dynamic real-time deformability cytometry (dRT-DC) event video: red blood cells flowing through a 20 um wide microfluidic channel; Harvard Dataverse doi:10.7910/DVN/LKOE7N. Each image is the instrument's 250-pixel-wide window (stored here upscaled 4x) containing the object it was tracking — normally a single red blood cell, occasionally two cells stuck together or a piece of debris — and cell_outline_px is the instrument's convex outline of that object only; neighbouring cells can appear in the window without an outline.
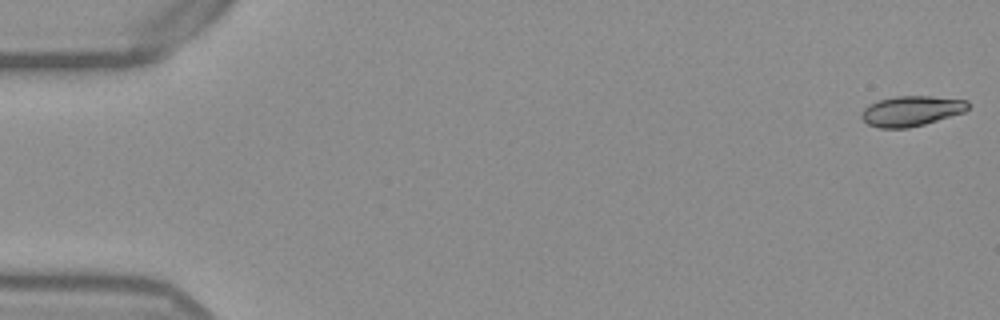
{"species": "Egyptian fruit bat (a non-hibernating species)", "species_latin": "Rousettus aegyptiacus", "temperature_condition": "warm", "stored_images_in_passage": 53, "camera_frame_rate_fps": 3000, "um_per_image_px": 0.085, "frame": {"image": 1, "passage_image": 1, "time_ms": 0.0, "image_size_px": [1000, 320], "cell_outline_px": [[968, 108], [964, 112], [924, 124], [908, 128], [880, 128], [868, 124], [860, 116], [864, 108], [868, 104], [876, 100], [896, 96], [932, 96], [968, 100]], "centroid_in_image_um": [77.44, 9.42], "position_along_channel_um": 7.6, "area_um2": 18.79}}
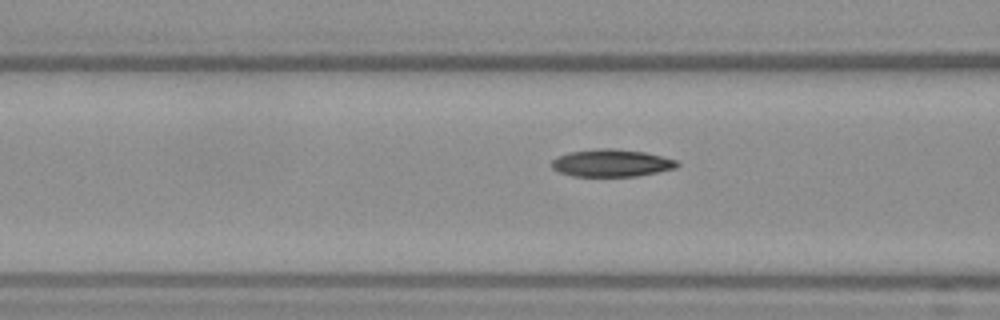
{"frame": {"image": 2, "passage_image": 21, "time_ms": 6.667, "image_size_px": [1000, 320], "cell_outline_px": [[680, 164], [676, 168], [636, 176], [572, 176], [560, 172], [552, 168], [552, 160], [556, 156], [568, 152], [596, 148], [612, 148], [644, 152], [676, 160]], "centroid_in_image_um": [51.94, 13.85], "position_along_channel_um": 114.7, "area_um2": 20.0}}
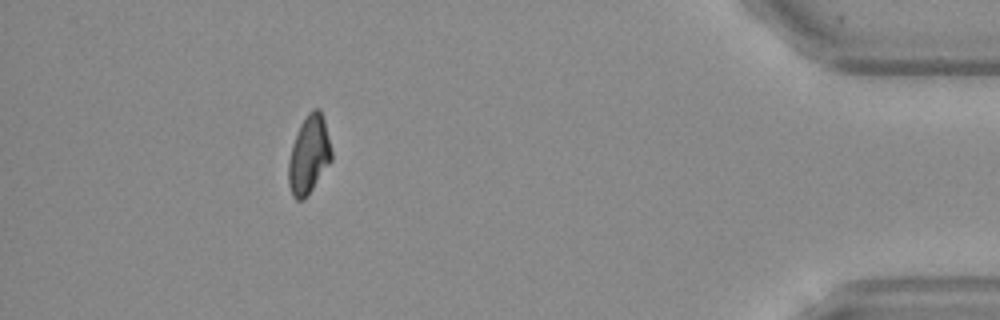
{"frame": {"image": 3, "passage_image": 48, "time_ms": 15.667, "image_size_px": [1000, 320], "cell_outline_px": [[332, 160], [308, 196], [304, 200], [296, 200], [292, 196], [288, 184], [288, 160], [292, 144], [300, 124], [308, 112], [312, 108], [320, 108], [324, 120], [332, 152]], "centroid_in_image_um": [26.24, 13.18], "position_along_channel_um": 409.0, "area_um2": 19.83}, "authors_computed_cell_mechanics": {"area_um2": 19.7098, "velocity_mm_per_s": 3.8722, "shape_relaxation_time_tau1_ms": 4.4272, "shape_relaxation_time_tau2_ms": 3.8507, "deformation_change_tau1": 0.1725, "deformation_change_tau2": 0.0929}}